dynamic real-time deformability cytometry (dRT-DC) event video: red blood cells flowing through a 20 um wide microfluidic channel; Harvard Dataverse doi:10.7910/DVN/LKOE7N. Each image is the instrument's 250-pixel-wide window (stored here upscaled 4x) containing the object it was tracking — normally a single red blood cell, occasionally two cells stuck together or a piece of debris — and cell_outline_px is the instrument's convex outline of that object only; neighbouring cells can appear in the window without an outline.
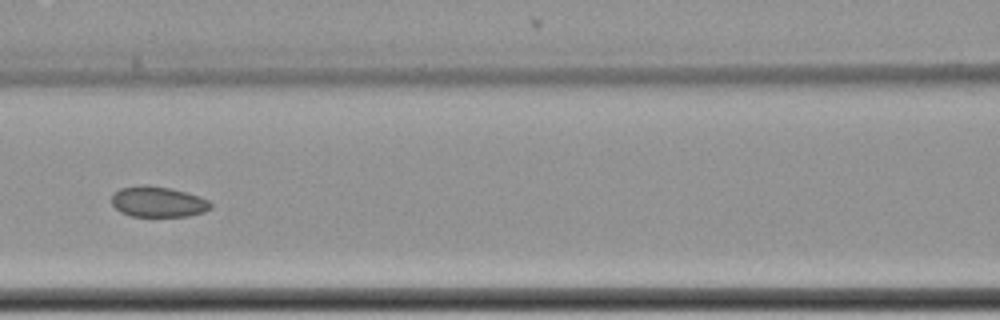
{"species": "common noctule bat (a hibernating species)", "species_latin": "Nyctalus noctula", "temperature_condition": "cold", "stored_images_in_passage": 11, "camera_frame_rate_fps": 3000, "um_per_image_px": 0.085, "animal": {"sex": "female", "body_mass_g": 22.7, "forearm_length_mm": 54.2}, "frame": {"image": 1, "passage_image": 7, "time_ms": 2.0, "image_size_px": [1000, 320], "cell_outline_px": [[212, 208], [204, 212], [188, 216], [132, 216], [120, 212], [112, 204], [112, 192], [120, 188], [140, 184], [168, 188], [200, 196], [208, 200], [212, 204]], "centroid_in_image_um": [13.42, 17.15], "position_along_channel_um": 153.2, "area_um2": 17.69}}
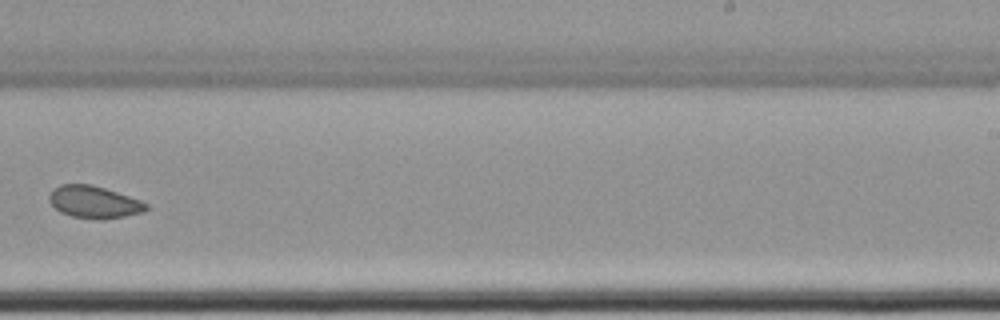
{"frame": {"image": 2, "passage_image": 10, "time_ms": 3.0, "image_size_px": [1000, 320], "cell_outline_px": [[148, 208], [144, 212], [124, 216], [100, 220], [72, 216], [60, 212], [48, 200], [48, 196], [52, 188], [60, 184], [92, 184], [140, 200], [148, 204]], "centroid_in_image_um": [7.97, 17.17], "position_along_channel_um": 281.0, "area_um2": 18.21}}
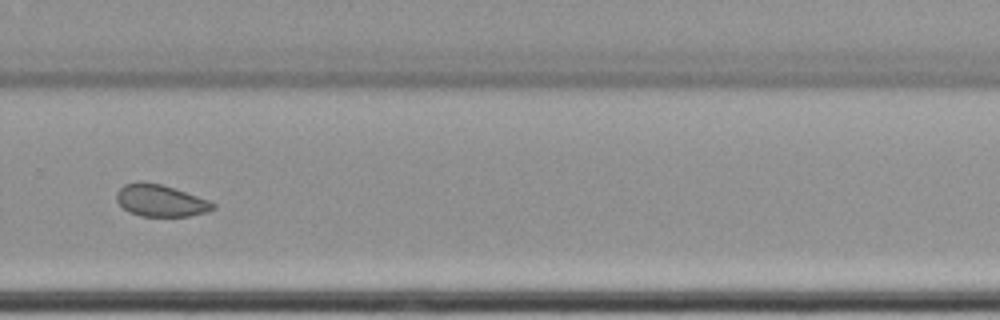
{"frame": {"image": 3, "passage_image": 11, "time_ms": 3.333, "image_size_px": [1000, 320], "cell_outline_px": [[216, 208], [208, 212], [188, 216], [140, 216], [128, 212], [116, 200], [116, 192], [124, 184], [140, 180], [144, 180], [160, 184], [208, 200], [216, 204]], "centroid_in_image_um": [13.62, 17.05], "position_along_channel_um": 316.2, "area_um2": 17.98}}